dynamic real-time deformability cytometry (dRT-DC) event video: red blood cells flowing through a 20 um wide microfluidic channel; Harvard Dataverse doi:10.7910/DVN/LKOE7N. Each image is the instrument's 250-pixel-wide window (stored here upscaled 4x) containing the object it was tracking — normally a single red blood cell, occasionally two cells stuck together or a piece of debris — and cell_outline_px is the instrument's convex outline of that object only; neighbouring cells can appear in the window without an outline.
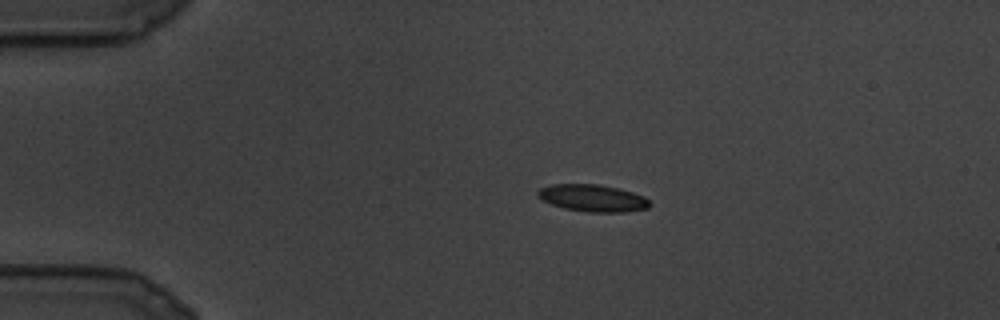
{"species": "common noctule bat (a hibernating species)", "species_latin": "Nyctalus noctula", "temperature_condition": "cold", "stored_images_in_passage": 9, "camera_frame_rate_fps": 3000, "um_per_image_px": 0.085, "animal": {"sex": "male", "body_mass_g": 19.5, "forearm_length_mm": 54.6}, "frame": {"image": 1, "passage_image": 6, "time_ms": 1.667, "image_size_px": [1000, 320], "cell_outline_px": [[652, 204], [648, 208], [624, 212], [588, 212], [564, 208], [552, 204], [544, 200], [536, 192], [540, 188], [552, 184], [600, 184], [632, 192], [644, 196]], "centroid_in_image_um": [50.4, 16.83], "position_along_channel_um": 34.6, "area_um2": 17.51}}